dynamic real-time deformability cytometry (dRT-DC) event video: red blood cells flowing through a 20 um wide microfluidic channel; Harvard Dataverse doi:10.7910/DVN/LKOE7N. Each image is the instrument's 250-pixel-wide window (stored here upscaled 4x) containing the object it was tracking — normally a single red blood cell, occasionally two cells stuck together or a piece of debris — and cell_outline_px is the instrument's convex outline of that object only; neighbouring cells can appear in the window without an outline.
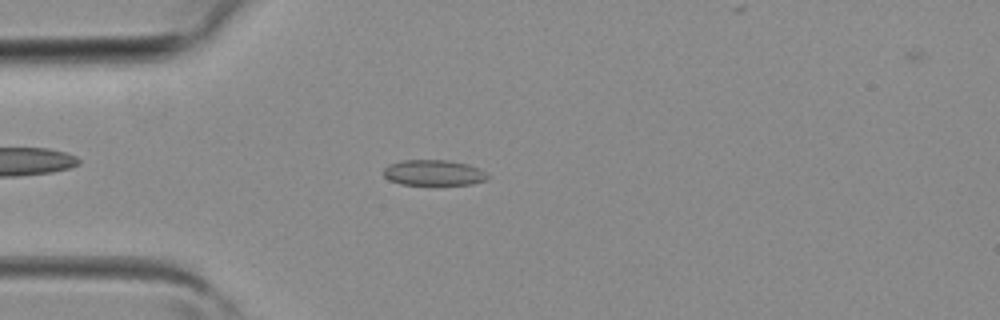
{"species": "common noctule bat (a hibernating species)", "species_latin": "Nyctalus noctula", "temperature_condition": "room temperature", "stored_images_in_passage": 2, "camera_frame_rate_fps": 3000, "um_per_image_px": 0.085, "animal": {"sex": "female", "body_mass_g": 19.3, "forearm_length_mm": 54.1}, "frame": {"image": 1, "passage_image": 2, "time_ms": 0.333, "image_size_px": [1000, 320], "cell_outline_px": [[488, 180], [472, 184], [436, 188], [432, 188], [400, 184], [388, 180], [384, 176], [384, 168], [388, 164], [400, 160], [448, 160], [468, 164], [484, 172], [488, 176]], "centroid_in_image_um": [36.83, 14.75], "position_along_channel_um": 48.2, "area_um2": 16.59}}